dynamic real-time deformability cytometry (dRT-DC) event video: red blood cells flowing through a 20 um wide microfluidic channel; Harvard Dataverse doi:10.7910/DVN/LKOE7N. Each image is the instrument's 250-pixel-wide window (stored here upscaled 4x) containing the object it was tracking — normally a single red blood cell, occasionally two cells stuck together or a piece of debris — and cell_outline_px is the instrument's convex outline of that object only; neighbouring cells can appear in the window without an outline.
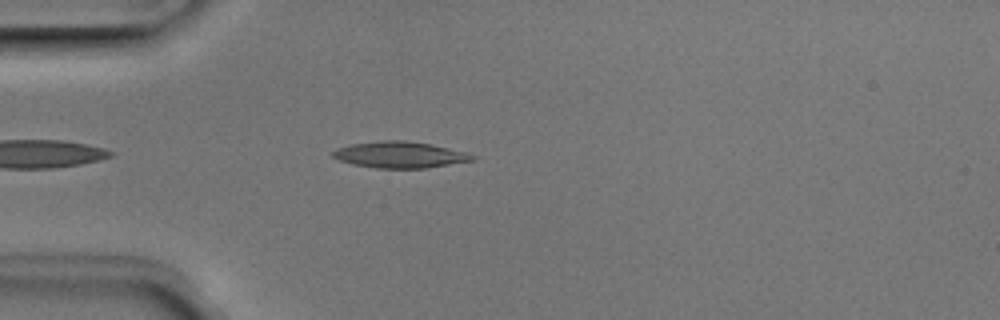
{"species": "Egyptian fruit bat (a non-hibernating species)", "species_latin": "Rousettus aegyptiacus", "temperature_condition": "room temperature", "stored_images_in_passage": 41, "camera_frame_rate_fps": 3000, "um_per_image_px": 0.085, "animal": {"sex": "male"}, "frame": {"image": 1, "passage_image": 4, "time_ms": 1.0, "image_size_px": [1000, 320], "cell_outline_px": [[476, 160], [424, 168], [376, 168], [352, 164], [340, 160], [332, 156], [332, 152], [336, 148], [352, 144], [380, 140], [404, 140], [432, 144], [468, 152], [476, 156]], "centroid_in_image_um": [34.02, 13.14], "position_along_channel_um": 51.0, "area_um2": 21.5}}
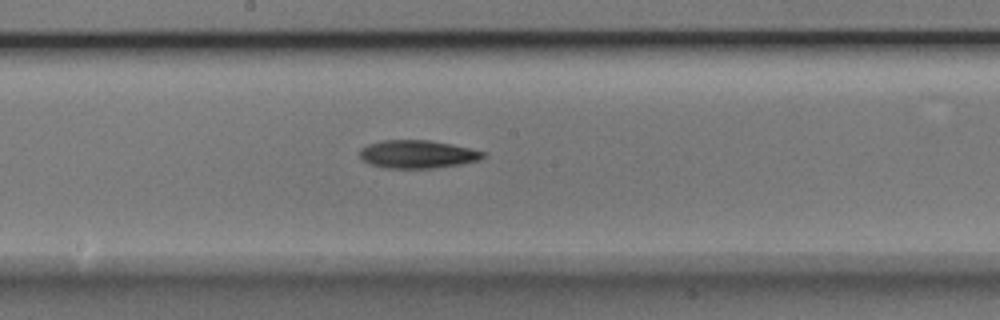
{"frame": {"image": 2, "passage_image": 17, "time_ms": 5.333, "image_size_px": [1000, 320], "cell_outline_px": [[488, 156], [480, 160], [460, 164], [432, 168], [384, 168], [368, 164], [360, 160], [360, 148], [368, 144], [384, 140], [428, 140], [452, 144], [488, 152]], "centroid_in_image_um": [35.5, 13.11], "position_along_channel_um": 212.7, "area_um2": 20.46}}
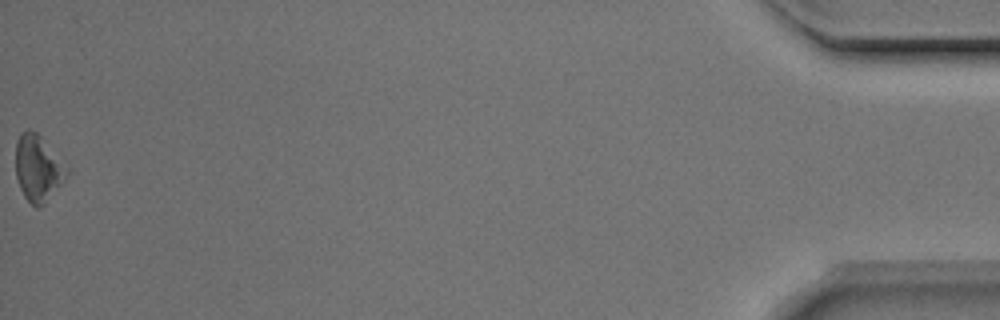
{"frame": {"image": 3, "passage_image": 41, "time_ms": 13.333, "image_size_px": [1000, 320], "cell_outline_px": [[72, 168], [60, 184], [44, 204], [36, 208], [24, 196], [20, 188], [16, 176], [16, 140], [28, 128], [36, 132]], "centroid_in_image_um": [3.26, 14.28], "position_along_channel_um": 431.9, "area_um2": 19.77}, "authors_computed_cell_mechanics": {"area_um2": 19.4786, "velocity_mm_per_s": 3.9805, "shape_relaxation_time_tau1_ms": 4.6259, "shape_relaxation_time_tau2_ms": null, "deformation_change_tau1": 0.1343, "deformation_change_tau2": null}}